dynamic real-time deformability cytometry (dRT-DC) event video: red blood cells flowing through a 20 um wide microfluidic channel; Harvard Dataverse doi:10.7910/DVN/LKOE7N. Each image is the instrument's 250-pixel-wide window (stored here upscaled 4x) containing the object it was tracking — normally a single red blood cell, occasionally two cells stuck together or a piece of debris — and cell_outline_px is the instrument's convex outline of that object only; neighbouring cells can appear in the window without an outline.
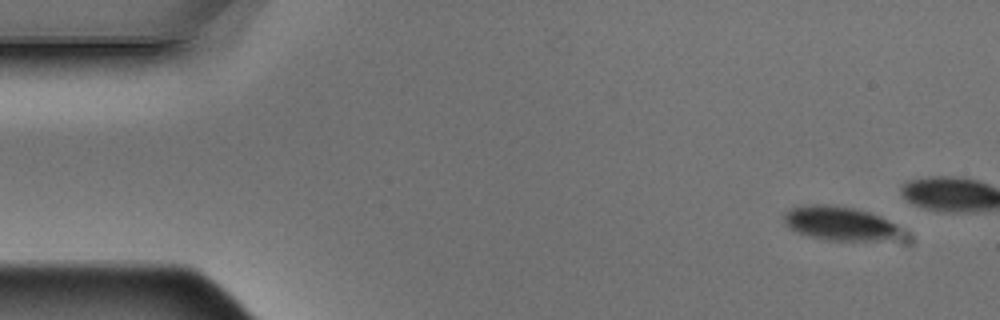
{"species": "Egyptian fruit bat (a non-hibernating species)", "species_latin": "Rousettus aegyptiacus", "temperature_condition": "warm", "stored_images_in_passage": 6, "camera_frame_rate_fps": 3000, "um_per_image_px": 0.085, "animal": {"sex": "male"}, "frame": {"image": 1, "passage_image": 1, "time_ms": 0.0, "image_size_px": [1000, 320], "cell_outline_px": [[896, 228], [892, 236], [884, 240], [828, 240], [808, 236], [784, 224], [784, 212], [792, 208], [808, 204], [824, 204], [852, 208], [868, 212], [880, 216], [888, 220]], "centroid_in_image_um": [71.23, 18.96], "position_along_channel_um": 13.8, "area_um2": 22.25}}